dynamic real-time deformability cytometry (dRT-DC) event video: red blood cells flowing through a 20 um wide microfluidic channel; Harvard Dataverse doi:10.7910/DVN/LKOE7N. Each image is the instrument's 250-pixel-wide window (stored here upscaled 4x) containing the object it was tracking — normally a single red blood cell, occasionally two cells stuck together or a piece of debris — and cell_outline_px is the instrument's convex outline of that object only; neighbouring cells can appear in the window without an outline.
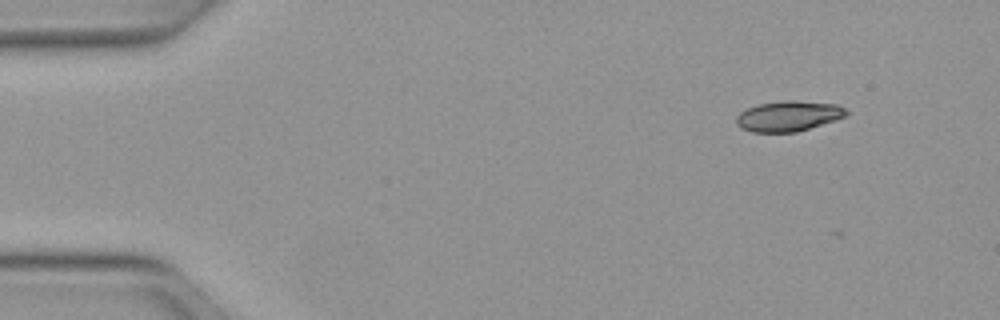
{"species": "Egyptian fruit bat (a non-hibernating species)", "species_latin": "Rousettus aegyptiacus", "temperature_condition": "warm", "stored_images_in_passage": 6, "camera_frame_rate_fps": 3000, "um_per_image_px": 0.085, "animal": {"sex": "female"}, "frame": {"image": 1, "passage_image": 2, "time_ms": 0.333, "image_size_px": [1000, 320], "cell_outline_px": [[848, 116], [796, 132], [752, 132], [740, 128], [736, 124], [736, 116], [740, 112], [748, 108], [760, 104], [784, 100], [796, 100], [836, 104], [844, 108], [848, 112]], "centroid_in_image_um": [67.01, 9.86], "position_along_channel_um": 18.0, "area_um2": 19.48}}